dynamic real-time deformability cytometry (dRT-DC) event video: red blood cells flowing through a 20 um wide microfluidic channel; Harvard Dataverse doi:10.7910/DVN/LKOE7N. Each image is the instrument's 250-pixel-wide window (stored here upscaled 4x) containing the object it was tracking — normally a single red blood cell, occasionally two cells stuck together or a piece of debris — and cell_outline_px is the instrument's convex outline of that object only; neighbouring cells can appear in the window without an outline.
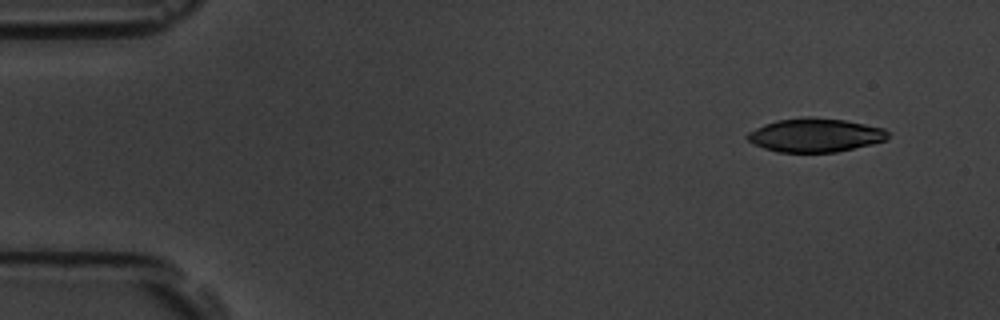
{"species": "common noctule bat (a hibernating species)", "species_latin": "Nyctalus noctula", "temperature_condition": "room temperature", "stored_images_in_passage": 5, "camera_frame_rate_fps": 3000, "um_per_image_px": 0.085, "animal": {"sex": "male", "body_mass_g": 19.5, "forearm_length_mm": 54.6}, "frame": {"image": 1, "passage_image": 2, "time_ms": 0.333, "image_size_px": [1000, 320], "cell_outline_px": [[888, 140], [872, 144], [836, 152], [776, 152], [752, 144], [744, 136], [748, 132], [764, 124], [776, 120], [808, 116], [812, 116], [844, 120], [884, 128], [888, 132]], "centroid_in_image_um": [69.27, 11.48], "position_along_channel_um": 15.7, "area_um2": 27.8}}
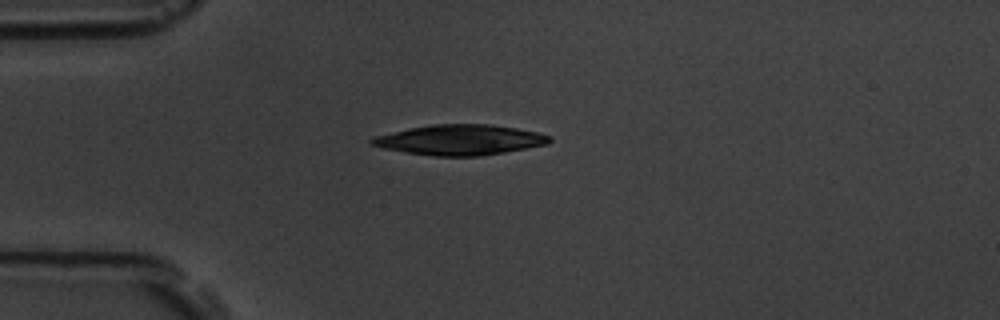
{"frame": {"image": 2, "passage_image": 5, "time_ms": 1.333, "image_size_px": [1000, 320], "cell_outline_px": [[552, 140], [548, 144], [504, 152], [480, 156], [436, 156], [404, 152], [384, 148], [372, 144], [368, 140], [372, 136], [408, 128], [432, 124], [492, 124], [516, 128], [536, 132], [552, 136]], "centroid_in_image_um": [39.08, 11.88], "position_along_channel_um": 45.9, "area_um2": 31.44}}